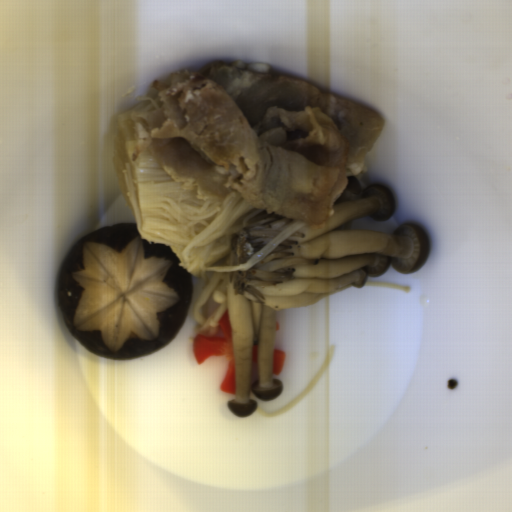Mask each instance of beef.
<instances>
[{"label": "beef", "instance_id": "1", "mask_svg": "<svg viewBox=\"0 0 512 512\" xmlns=\"http://www.w3.org/2000/svg\"><path fill=\"white\" fill-rule=\"evenodd\" d=\"M170 85L153 80L151 103L131 115L146 149L175 183L197 186L218 204L241 194L271 212L321 227L346 190L347 177L369 185L365 157L384 118L310 82L215 60L178 69Z\"/></svg>", "mask_w": 512, "mask_h": 512}]
</instances>
